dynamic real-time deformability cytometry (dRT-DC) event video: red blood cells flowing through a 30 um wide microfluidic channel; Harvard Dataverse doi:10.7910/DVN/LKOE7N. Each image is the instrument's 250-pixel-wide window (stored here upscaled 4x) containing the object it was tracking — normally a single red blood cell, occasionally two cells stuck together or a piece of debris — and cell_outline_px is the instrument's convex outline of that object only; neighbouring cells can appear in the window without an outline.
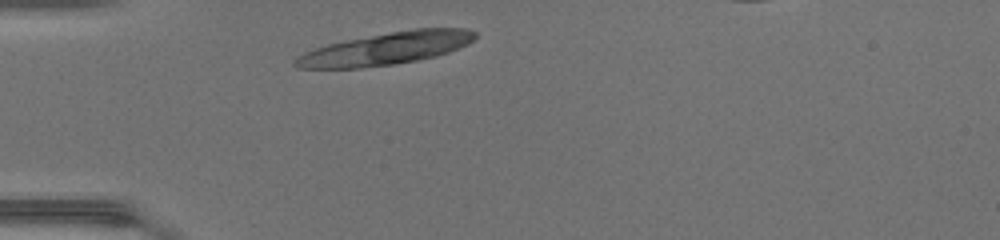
{"species": "common noctule bat (a hibernating species)", "species_latin": "Nyctalus noctula", "temperature_condition": "warm", "stored_images_in_passage": 5, "camera_frame_rate_fps": 3000, "um_per_image_px": 0.085, "animal": {"sex": "female", "body_mass_g": 17.0, "forearm_length_mm": 48.0}, "frame": {"image": 1, "passage_image": 1, "time_ms": 0.0, "image_size_px": [1000, 240], "cell_outline_px": [[476, 36], [472, 40], [448, 52], [436, 56], [416, 60], [392, 64], [360, 68], [296, 68], [292, 64], [292, 60], [316, 48], [348, 40], [392, 32], [416, 28], [464, 28], [476, 32]], "centroid_in_image_um": [32.81, 4.14], "position_along_channel_um": 52.2, "area_um2": 33.0}}